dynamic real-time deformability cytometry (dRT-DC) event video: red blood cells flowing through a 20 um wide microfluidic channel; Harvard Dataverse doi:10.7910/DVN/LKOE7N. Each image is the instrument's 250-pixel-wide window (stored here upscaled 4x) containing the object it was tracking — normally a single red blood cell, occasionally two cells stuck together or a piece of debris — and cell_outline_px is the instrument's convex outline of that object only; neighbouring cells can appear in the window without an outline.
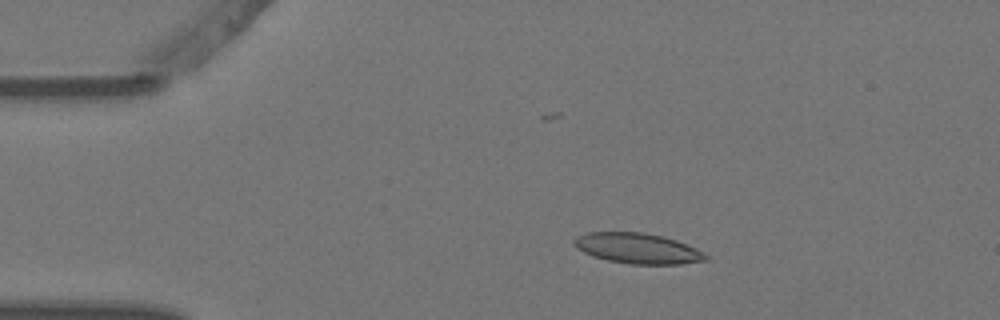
{"species": "Egyptian fruit bat (a non-hibernating species)", "species_latin": "Rousettus aegyptiacus", "temperature_condition": "warm", "stored_images_in_passage": 7, "camera_frame_rate_fps": 3000, "um_per_image_px": 0.085, "animal": {"sex": "female"}, "frame": {"image": 1, "passage_image": 3, "time_ms": 0.667, "image_size_px": [1000, 320], "cell_outline_px": [[708, 260], [680, 264], [632, 264], [608, 260], [592, 256], [584, 252], [572, 240], [576, 236], [588, 232], [640, 232], [664, 236], [676, 240], [696, 248], [704, 252], [708, 256]], "centroid_in_image_um": [54.24, 21.11], "position_along_channel_um": 30.8, "area_um2": 23.24}}
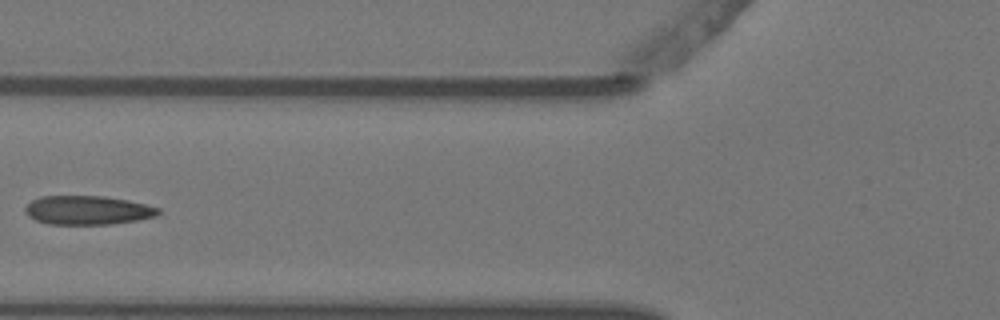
{"frame": {"image": 2, "passage_image": 6, "time_ms": 1.667, "image_size_px": [1000, 320], "cell_outline_px": [[160, 212], [156, 216], [136, 220], [112, 224], [48, 224], [36, 220], [28, 216], [24, 212], [24, 208], [32, 200], [40, 196], [104, 196], [128, 200], [160, 208]], "centroid_in_image_um": [7.42, 17.86], "position_along_channel_um": 118.4, "area_um2": 22.43}}
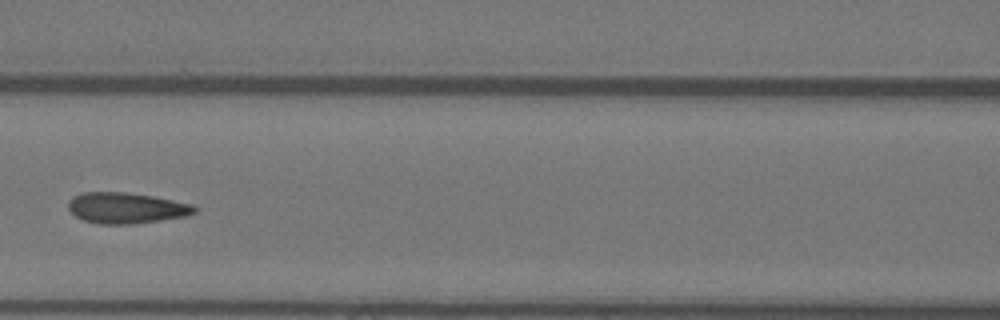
{"frame": {"image": 3, "passage_image": 7, "time_ms": 2.0, "image_size_px": [1000, 320], "cell_outline_px": [[196, 212], [184, 216], [136, 224], [96, 224], [84, 220], [76, 216], [68, 208], [68, 204], [72, 196], [80, 192], [128, 192], [152, 196], [192, 204], [196, 208]], "centroid_in_image_um": [10.69, 17.67], "position_along_channel_um": 155.9, "area_um2": 22.72}}